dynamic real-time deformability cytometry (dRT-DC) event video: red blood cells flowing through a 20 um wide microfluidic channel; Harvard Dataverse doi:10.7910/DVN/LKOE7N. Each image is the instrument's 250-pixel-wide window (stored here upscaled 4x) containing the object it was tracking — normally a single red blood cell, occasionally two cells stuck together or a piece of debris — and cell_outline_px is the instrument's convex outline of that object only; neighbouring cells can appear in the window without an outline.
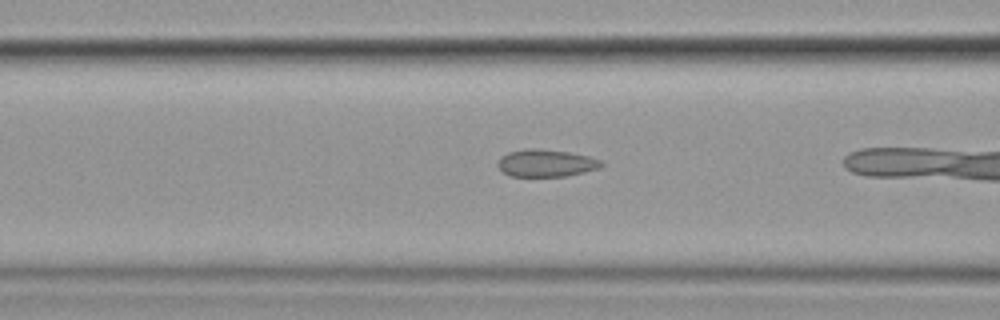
{"species": "common noctule bat (a hibernating species)", "species_latin": "Nyctalus noctula", "temperature_condition": "cold", "stored_images_in_passage": 32, "camera_frame_rate_fps": 3000, "um_per_image_px": 0.085, "animal": {"sex": "female", "body_mass_g": 19.9}, "frame": {"image": 1, "passage_image": 10, "time_ms": 3.0, "image_size_px": [1000, 320], "cell_outline_px": [[604, 164], [600, 168], [568, 176], [508, 176], [496, 164], [500, 156], [508, 152], [524, 148], [536, 148], [568, 152], [588, 156], [600, 160]], "centroid_in_image_um": [46.39, 13.86], "position_along_channel_um": 120.2, "area_um2": 16.59}}